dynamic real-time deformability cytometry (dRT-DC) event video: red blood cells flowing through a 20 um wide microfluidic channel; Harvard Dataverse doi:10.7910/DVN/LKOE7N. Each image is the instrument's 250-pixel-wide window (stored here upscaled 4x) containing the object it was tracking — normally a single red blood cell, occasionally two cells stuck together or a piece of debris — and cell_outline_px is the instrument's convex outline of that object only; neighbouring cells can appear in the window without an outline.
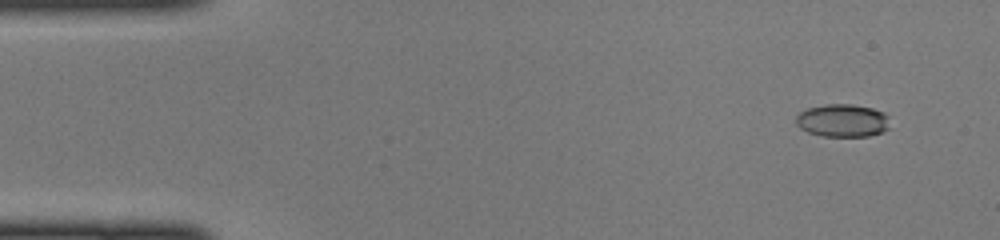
{"species": "common noctule bat (a hibernating species)", "species_latin": "Nyctalus noctula", "temperature_condition": "cold", "stored_images_in_passage": 44, "camera_frame_rate_fps": 3000, "um_per_image_px": 0.085, "animal": {"sex": "female", "body_mass_g": 22.0, "forearm_length_mm": 56.7}, "frame": {"image": 1, "passage_image": 1, "time_ms": 0.0, "image_size_px": [1000, 240], "cell_outline_px": [[888, 128], [880, 132], [868, 136], [820, 136], [808, 132], [800, 128], [796, 124], [796, 116], [800, 112], [808, 108], [824, 104], [852, 104], [872, 108], [884, 112], [888, 116]], "centroid_in_image_um": [71.59, 10.24], "position_along_channel_um": 13.4, "area_um2": 17.98}}
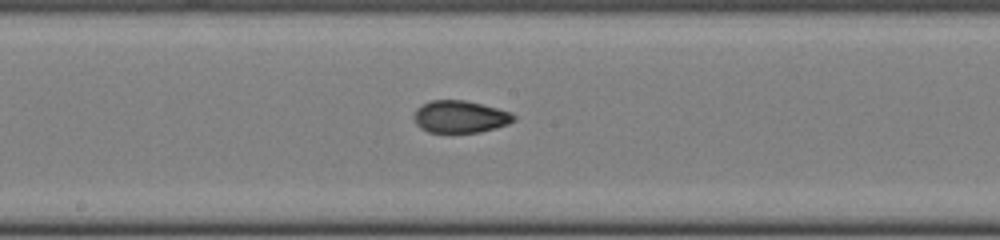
{"frame": {"image": 2, "passage_image": 22, "time_ms": 7.0, "image_size_px": [1000, 240], "cell_outline_px": [[516, 120], [508, 124], [496, 128], [480, 132], [428, 132], [420, 128], [416, 124], [412, 116], [416, 108], [432, 100], [464, 100], [512, 112], [516, 116]], "centroid_in_image_um": [39.11, 9.93], "position_along_channel_um": 209.1, "area_um2": 18.79}}
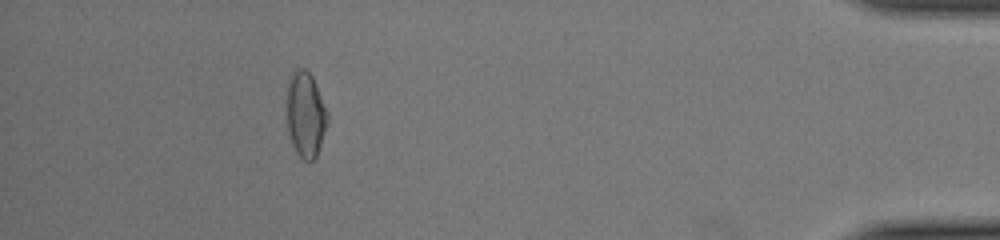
{"frame": {"image": 3, "passage_image": 40, "time_ms": 13.0, "image_size_px": [1000, 240], "cell_outline_px": [[328, 124], [316, 156], [312, 160], [304, 160], [296, 152], [288, 128], [288, 84], [292, 72], [300, 68], [304, 68], [312, 76], [328, 112]], "centroid_in_image_um": [26.0, 9.73], "position_along_channel_um": 409.2, "area_um2": 19.77}}